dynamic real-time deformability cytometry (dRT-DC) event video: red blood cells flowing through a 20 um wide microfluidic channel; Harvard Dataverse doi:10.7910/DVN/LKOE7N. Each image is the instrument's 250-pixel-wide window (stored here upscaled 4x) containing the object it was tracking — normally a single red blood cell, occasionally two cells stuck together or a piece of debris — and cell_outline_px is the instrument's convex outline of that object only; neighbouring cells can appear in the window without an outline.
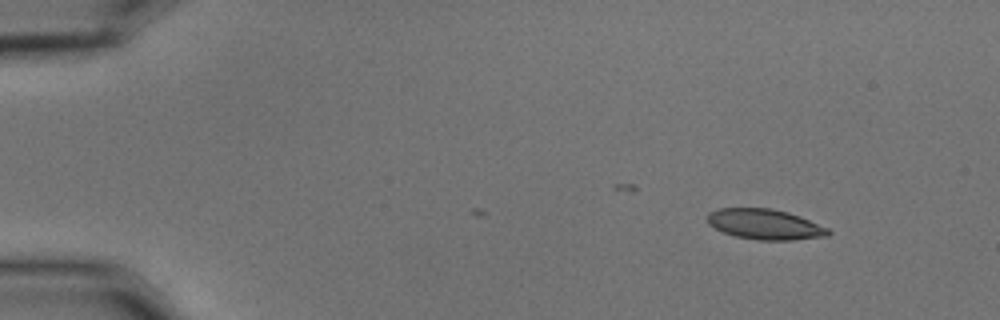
{"species": "common noctule bat (a hibernating species)", "species_latin": "Nyctalus noctula", "temperature_condition": "cold", "stored_images_in_passage": 47, "camera_frame_rate_fps": 3000, "um_per_image_px": 0.085, "animal": {"sex": "male", "body_mass_g": 15.6}, "frame": {"image": 1, "passage_image": 1, "time_ms": 0.0, "image_size_px": [1000, 320], "cell_outline_px": [[832, 232], [828, 236], [792, 240], [760, 240], [736, 236], [724, 232], [708, 224], [708, 212], [716, 208], [772, 208], [788, 212], [800, 216], [828, 228]], "centroid_in_image_um": [65.03, 19.06], "position_along_channel_um": 20.0, "area_um2": 21.39}}
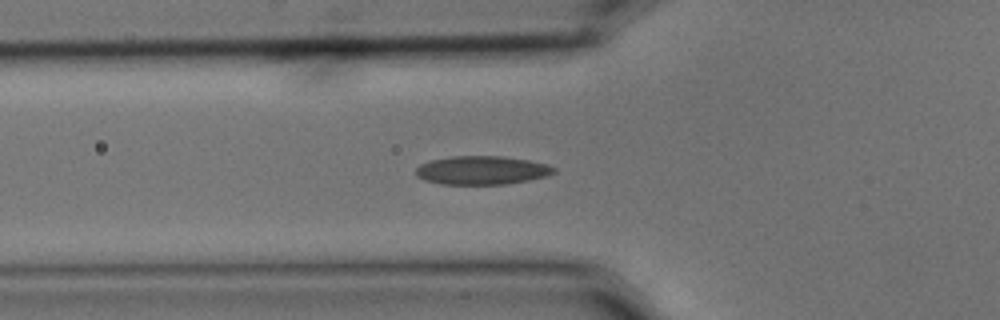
{"frame": {"image": 2, "passage_image": 15, "time_ms": 4.667, "image_size_px": [1000, 320], "cell_outline_px": [[556, 172], [548, 176], [528, 180], [504, 184], [440, 184], [424, 180], [416, 176], [416, 168], [420, 164], [428, 160], [452, 156], [500, 156], [528, 160], [544, 164], [556, 168]], "centroid_in_image_um": [40.92, 14.47], "position_along_channel_um": 84.9, "area_um2": 23.0}}
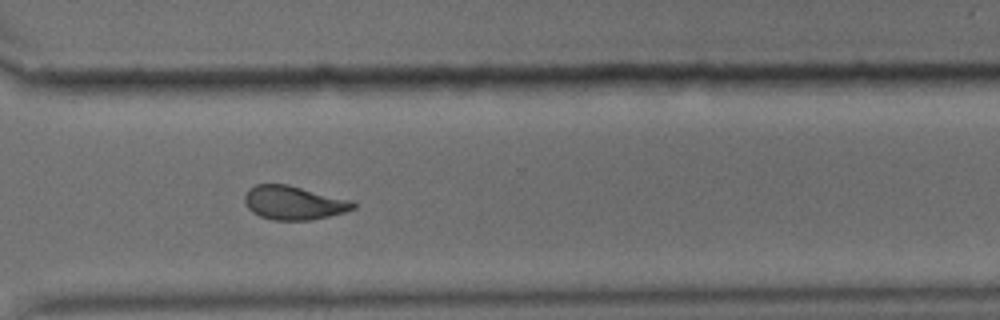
{"frame": {"image": 3, "passage_image": 37, "time_ms": 12.0, "image_size_px": [1000, 320], "cell_outline_px": [[356, 208], [344, 212], [312, 220], [272, 220], [260, 216], [252, 212], [248, 208], [244, 200], [244, 196], [248, 188], [256, 184], [288, 184], [352, 200], [356, 204]], "centroid_in_image_um": [24.96, 17.23], "position_along_channel_um": 345.6, "area_um2": 21.5}, "authors_computed_cell_mechanics": {"area_um2": 21.5016, "velocity_mm_per_s": 3.544, "shape_relaxation_time_tau1_ms": 6.4141, "shape_relaxation_time_tau2_ms": 2.6615, "deformation_change_tau1": 0.1666, "deformation_change_tau2": 0.0722}}